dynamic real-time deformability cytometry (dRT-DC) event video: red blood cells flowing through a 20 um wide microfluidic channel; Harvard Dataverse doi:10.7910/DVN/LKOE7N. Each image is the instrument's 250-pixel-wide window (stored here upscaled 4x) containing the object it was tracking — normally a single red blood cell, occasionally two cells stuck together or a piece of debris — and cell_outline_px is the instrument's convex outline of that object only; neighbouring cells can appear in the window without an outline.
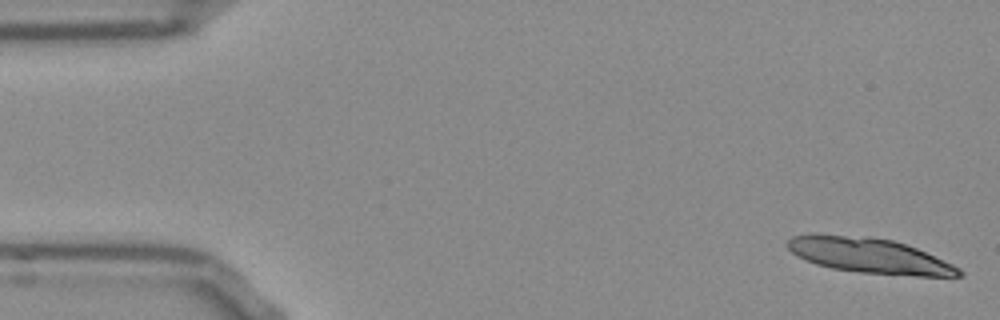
{"species": "Egyptian fruit bat (a non-hibernating species)", "species_latin": "Rousettus aegyptiacus", "temperature_condition": "room temperature", "stored_images_in_passage": 14, "camera_frame_rate_fps": 3000, "um_per_image_px": 0.085, "frame": {"image": 1, "passage_image": 1, "time_ms": 0.0, "image_size_px": [1000, 320], "cell_outline_px": [[964, 276], [916, 276], [860, 272], [832, 268], [816, 264], [796, 256], [788, 248], [788, 240], [792, 236], [812, 232], [816, 232], [868, 236], [892, 240], [916, 248], [952, 264], [960, 268], [964, 272]], "centroid_in_image_um": [73.84, 21.7], "position_along_channel_um": 11.2, "area_um2": 35.43}}